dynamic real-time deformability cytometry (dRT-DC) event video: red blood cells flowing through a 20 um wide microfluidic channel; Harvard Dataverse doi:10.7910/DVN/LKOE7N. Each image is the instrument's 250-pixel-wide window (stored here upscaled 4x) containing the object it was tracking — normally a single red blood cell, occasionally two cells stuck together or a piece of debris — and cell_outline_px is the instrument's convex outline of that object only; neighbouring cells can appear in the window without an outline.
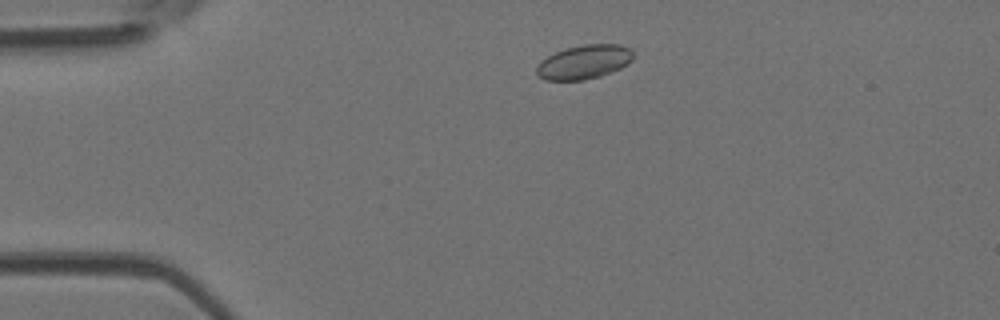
{"species": "Egyptian fruit bat (a non-hibernating species)", "species_latin": "Rousettus aegyptiacus", "temperature_condition": "room temperature", "stored_images_in_passage": 43, "camera_frame_rate_fps": 3000, "um_per_image_px": 0.085, "animal": {"sex": "female"}, "frame": {"image": 1, "passage_image": 5, "time_ms": 1.333, "image_size_px": [1000, 320], "cell_outline_px": [[632, 60], [628, 64], [620, 68], [600, 76], [584, 80], [544, 80], [536, 76], [536, 68], [540, 60], [556, 52], [568, 48], [584, 44], [620, 44], [628, 48], [632, 52]], "centroid_in_image_um": [49.61, 5.28], "position_along_channel_um": 35.4, "area_um2": 19.13}}
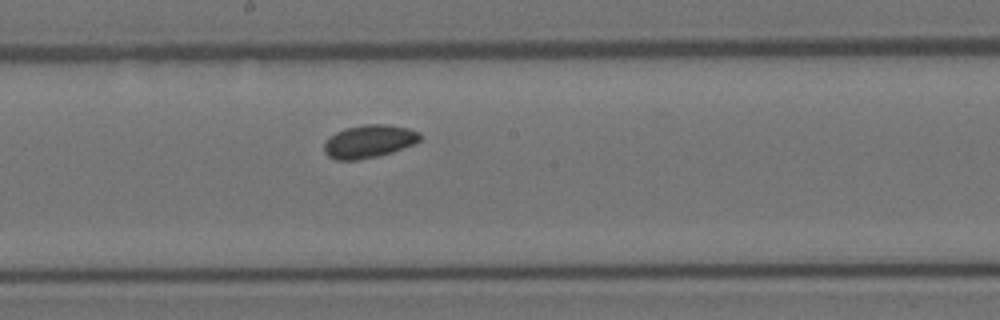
{"frame": {"image": 2, "passage_image": 21, "time_ms": 6.667, "image_size_px": [1000, 320], "cell_outline_px": [[420, 140], [412, 144], [392, 152], [380, 156], [356, 160], [336, 160], [328, 156], [324, 152], [324, 144], [336, 132], [344, 128], [364, 124], [388, 124], [408, 128], [420, 132]], "centroid_in_image_um": [31.36, 12.01], "position_along_channel_um": 216.8, "area_um2": 18.38}}
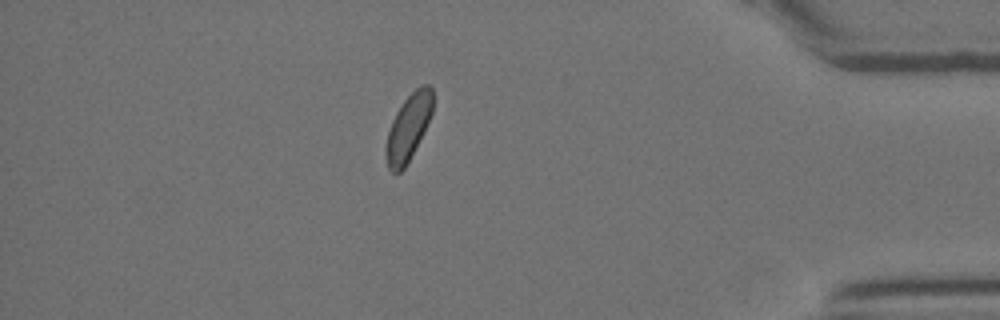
{"frame": {"image": 3, "passage_image": 37, "time_ms": 12.0, "image_size_px": [1000, 320], "cell_outline_px": [[432, 112], [404, 168], [400, 172], [392, 172], [388, 168], [384, 152], [384, 148], [388, 132], [392, 120], [396, 112], [404, 100], [420, 84], [428, 84], [432, 88]], "centroid_in_image_um": [34.66, 10.81], "position_along_channel_um": 400.5, "area_um2": 17.57}, "authors_computed_cell_mechanics": {"area_um2": 18.4382, "velocity_mm_per_s": 4.1695, "shape_relaxation_time_tau1_ms": null, "shape_relaxation_time_tau2_ms": 7.5926, "deformation_change_tau1": null, "deformation_change_tau2": 0.0763}}